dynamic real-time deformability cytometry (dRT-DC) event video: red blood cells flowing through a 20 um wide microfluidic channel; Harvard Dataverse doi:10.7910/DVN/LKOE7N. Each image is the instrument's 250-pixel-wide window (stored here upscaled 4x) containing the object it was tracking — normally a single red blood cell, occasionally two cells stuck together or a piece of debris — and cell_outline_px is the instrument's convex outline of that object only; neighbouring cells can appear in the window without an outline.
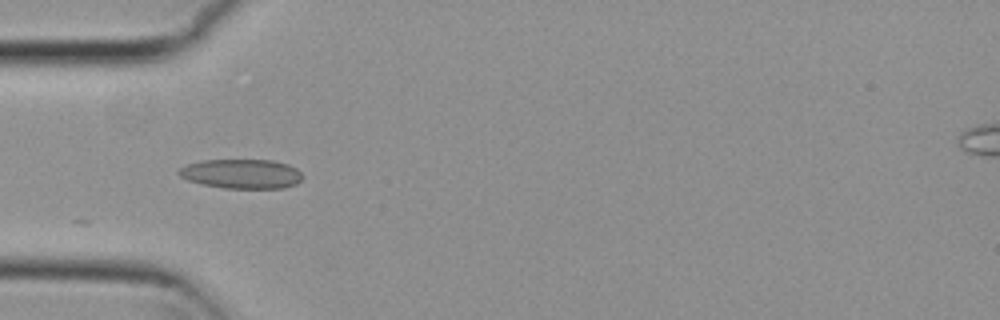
{"species": "common noctule bat (a hibernating species)", "species_latin": "Nyctalus noctula", "temperature_condition": "cold", "stored_images_in_passage": 18, "camera_frame_rate_fps": 3000, "um_per_image_px": 0.085, "animal": {"sex": "female", "body_mass_g": 29.2, "forearm_length_mm": 56.3}, "frame": {"image": 1, "passage_image": 1, "time_ms": 0.0, "image_size_px": [1000, 320], "cell_outline_px": [[304, 176], [296, 184], [284, 188], [224, 188], [204, 184], [188, 180], [180, 176], [176, 172], [184, 164], [200, 160], [272, 160], [288, 164], [296, 168]], "centroid_in_image_um": [20.52, 14.76], "position_along_channel_um": 64.5, "area_um2": 21.33}}
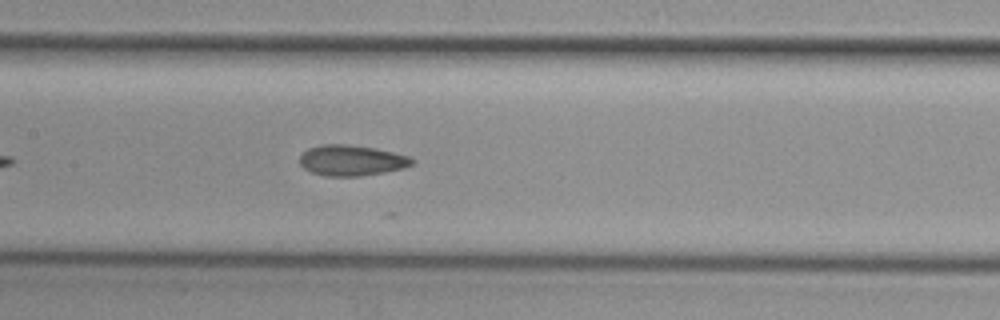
{"frame": {"image": 2, "passage_image": 10, "time_ms": 3.0, "image_size_px": [1000, 320], "cell_outline_px": [[416, 160], [412, 164], [404, 168], [384, 172], [360, 176], [324, 176], [312, 172], [304, 168], [300, 164], [300, 156], [308, 148], [320, 144], [348, 144], [376, 148], [412, 156]], "centroid_in_image_um": [29.91, 13.62], "position_along_channel_um": 177.5, "area_um2": 20.29}}
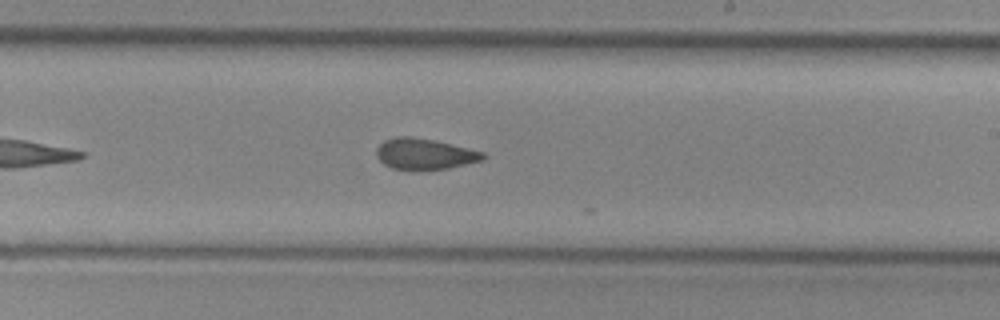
{"frame": {"image": 3, "passage_image": 16, "time_ms": 5.0, "image_size_px": [1000, 320], "cell_outline_px": [[488, 156], [484, 160], [448, 168], [392, 168], [384, 164], [376, 156], [376, 148], [384, 140], [396, 136], [412, 136], [432, 140], [468, 148], [484, 152]], "centroid_in_image_um": [36.1, 13.06], "position_along_channel_um": 252.9, "area_um2": 18.84}}